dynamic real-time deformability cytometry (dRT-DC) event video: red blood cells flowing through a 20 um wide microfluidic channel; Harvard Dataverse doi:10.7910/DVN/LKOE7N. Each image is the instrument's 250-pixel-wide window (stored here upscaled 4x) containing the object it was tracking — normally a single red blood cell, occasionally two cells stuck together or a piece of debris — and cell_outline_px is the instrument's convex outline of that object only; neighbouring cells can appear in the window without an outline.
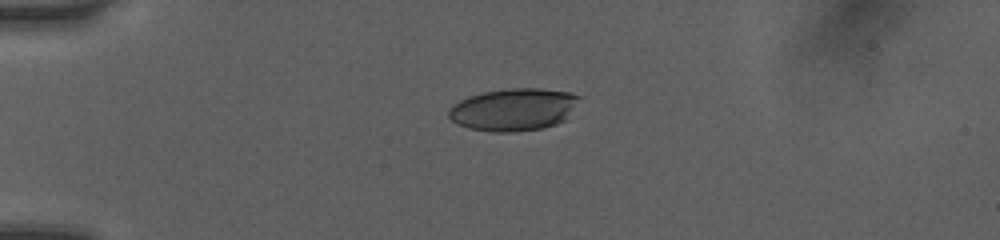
{"species": "human", "species_latin": "Homo sapiens", "temperature_condition": "room temperature", "stored_images_in_passage": 15, "camera_frame_rate_fps": 3000, "um_per_image_px": 0.085, "donor": {"sex": "female"}, "frame": {"image": 1, "passage_image": 1, "time_ms": 0.0, "image_size_px": [1000, 240], "cell_outline_px": [[584, 96], [564, 120], [556, 124], [544, 128], [512, 132], [496, 132], [468, 128], [456, 124], [448, 116], [448, 112], [460, 100], [468, 96], [484, 92], [512, 88], [540, 88], [568, 92]], "centroid_in_image_um": [43.69, 9.31], "position_along_channel_um": 41.3, "area_um2": 32.25}}
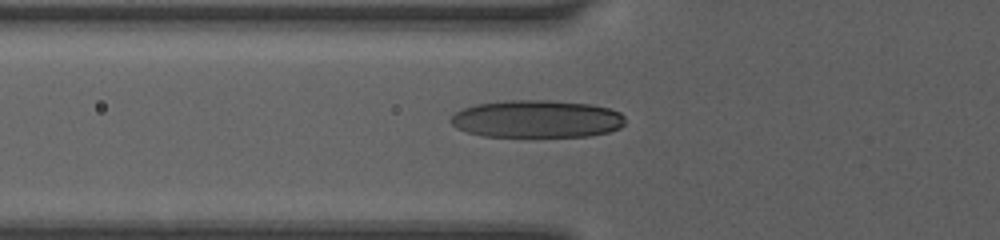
{"frame": {"image": 2, "passage_image": 11, "time_ms": 2.0, "image_size_px": [1000, 240], "cell_outline_px": [[624, 124], [620, 128], [608, 132], [588, 136], [484, 136], [468, 132], [456, 128], [448, 120], [456, 112], [464, 108], [476, 104], [504, 100], [548, 100], [588, 104], [608, 108], [620, 112], [624, 116]], "centroid_in_image_um": [45.61, 10.1], "position_along_channel_um": 80.2, "area_um2": 38.09}}